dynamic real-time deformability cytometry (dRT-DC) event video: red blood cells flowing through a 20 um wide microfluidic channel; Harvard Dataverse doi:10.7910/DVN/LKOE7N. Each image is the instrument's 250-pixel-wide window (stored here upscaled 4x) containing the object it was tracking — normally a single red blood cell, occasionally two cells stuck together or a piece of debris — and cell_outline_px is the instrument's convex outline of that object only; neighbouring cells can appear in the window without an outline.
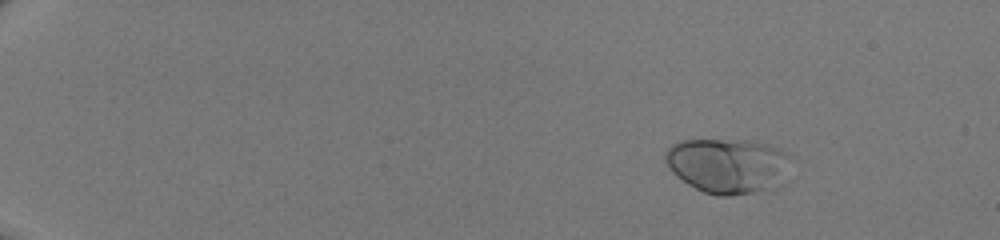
{"species": "human", "species_latin": "Homo sapiens", "temperature_condition": "room temperature", "stored_images_in_passage": 44, "camera_frame_rate_fps": 3000, "um_per_image_px": 0.085, "donor": {"sex": "male"}, "frame": {"image": 1, "passage_image": 1, "time_ms": 0.0, "image_size_px": [1000, 240], "cell_outline_px": [[788, 156], [760, 188], [752, 192], [728, 196], [716, 196], [704, 192], [688, 184], [676, 176], [668, 168], [664, 160], [664, 156], [668, 148], [672, 144], [680, 140], [752, 140], [768, 144], [784, 152]], "centroid_in_image_um": [61.52, 14.0], "position_along_channel_um": 23.5, "area_um2": 37.63}}
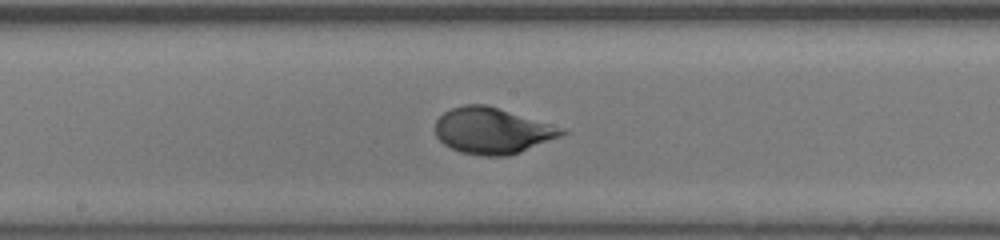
{"frame": {"image": 2, "passage_image": 24, "time_ms": 7.667, "image_size_px": [1000, 240], "cell_outline_px": [[568, 132], [560, 136], [520, 152], [508, 156], [480, 156], [460, 152], [444, 144], [436, 136], [436, 120], [444, 112], [452, 108], [464, 104], [484, 104], [564, 128]], "centroid_in_image_um": [41.82, 11.12], "position_along_channel_um": 206.4, "area_um2": 33.64}}
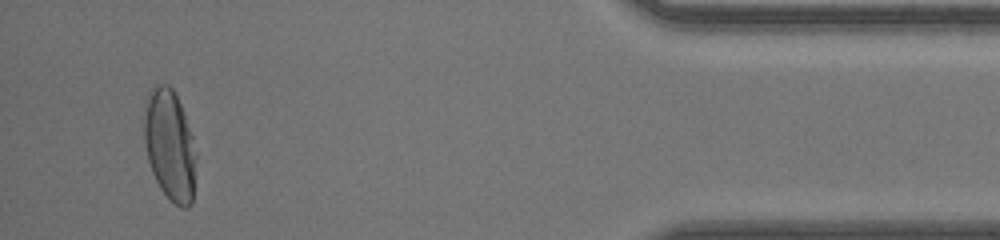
{"frame": {"image": 3, "passage_image": 42, "time_ms": 13.667, "image_size_px": [1000, 240], "cell_outline_px": [[196, 156], [192, 204], [188, 208], [180, 208], [160, 188], [152, 172], [148, 160], [144, 144], [144, 104], [148, 92], [152, 84], [168, 84], [172, 88], [184, 112], [192, 136], [196, 152]], "centroid_in_image_um": [14.41, 12.3], "position_along_channel_um": 420.8, "area_um2": 33.81}}